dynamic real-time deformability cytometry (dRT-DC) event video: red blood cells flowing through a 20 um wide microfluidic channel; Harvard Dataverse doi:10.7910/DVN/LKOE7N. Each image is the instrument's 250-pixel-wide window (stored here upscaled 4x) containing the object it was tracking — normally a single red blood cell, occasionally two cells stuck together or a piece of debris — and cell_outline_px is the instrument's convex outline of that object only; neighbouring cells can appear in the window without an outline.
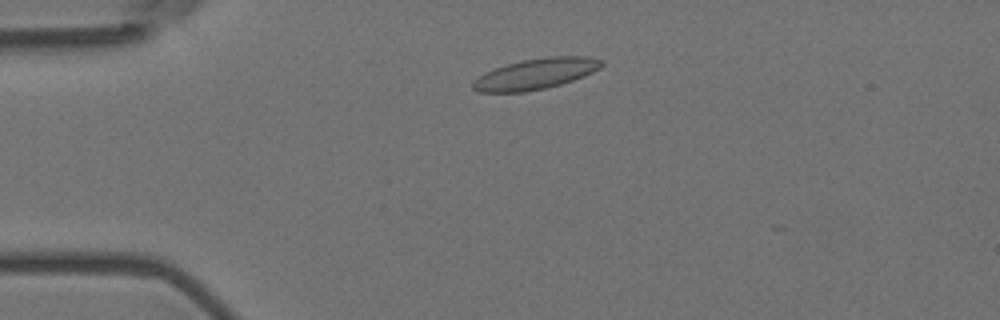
{"species": "Egyptian fruit bat (a non-hibernating species)", "species_latin": "Rousettus aegyptiacus", "temperature_condition": "room temperature", "stored_images_in_passage": 34, "camera_frame_rate_fps": 3000, "um_per_image_px": 0.085, "animal": {"sex": "female"}, "frame": {"image": 1, "passage_image": 1, "time_ms": 0.0, "image_size_px": [1000, 320], "cell_outline_px": [[604, 64], [600, 68], [584, 76], [560, 84], [544, 88], [524, 92], [476, 92], [472, 88], [472, 80], [484, 72], [508, 64], [524, 60], [548, 56], [588, 56], [604, 60]], "centroid_in_image_um": [45.53, 6.27], "position_along_channel_um": 39.5, "area_um2": 23.06}}
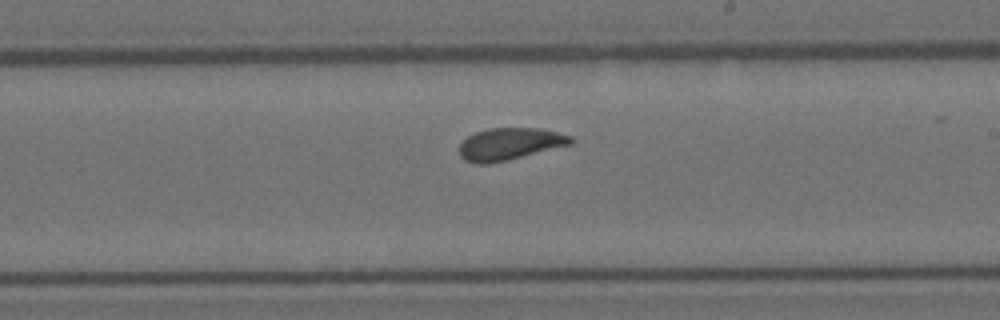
{"frame": {"image": 2, "passage_image": 21, "time_ms": 6.667, "image_size_px": [1000, 320], "cell_outline_px": [[576, 140], [572, 144], [508, 160], [488, 164], [476, 164], [464, 160], [460, 156], [460, 144], [468, 136], [476, 132], [488, 128], [540, 128], [572, 136]], "centroid_in_image_um": [43.34, 12.24], "position_along_channel_um": 245.7, "area_um2": 20.92}}
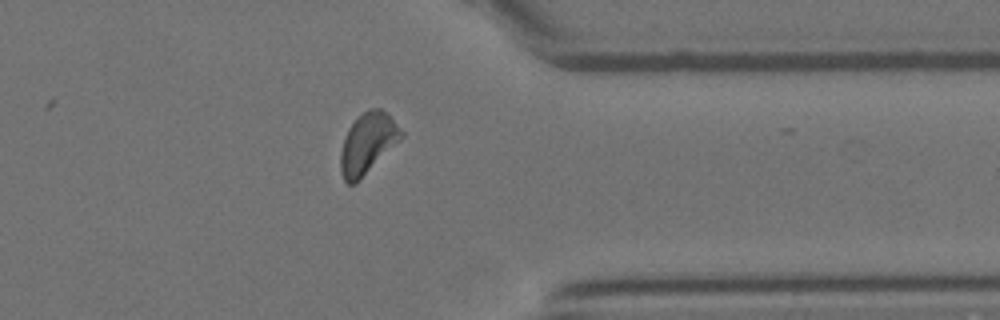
{"frame": {"image": 3, "passage_image": 33, "time_ms": 10.667, "image_size_px": [1000, 320], "cell_outline_px": [[404, 136], [356, 184], [348, 184], [344, 180], [340, 172], [340, 152], [348, 128], [356, 116], [368, 108], [380, 108], [404, 132]], "centroid_in_image_um": [31.22, 12.19], "position_along_channel_um": 380.2, "area_um2": 21.44}}